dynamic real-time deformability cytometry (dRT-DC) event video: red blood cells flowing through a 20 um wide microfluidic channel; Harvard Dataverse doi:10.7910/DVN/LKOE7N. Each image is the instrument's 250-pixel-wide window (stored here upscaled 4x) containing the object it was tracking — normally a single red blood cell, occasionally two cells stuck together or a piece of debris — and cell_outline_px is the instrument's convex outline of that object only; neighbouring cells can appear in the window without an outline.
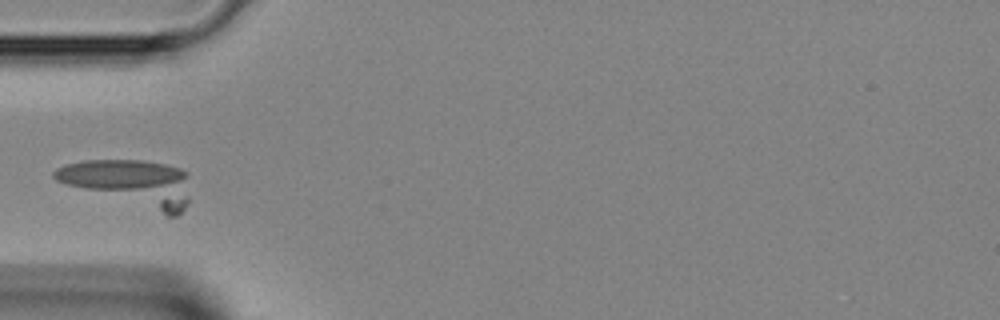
{"species": "Egyptian fruit bat (a non-hibernating species)", "species_latin": "Rousettus aegyptiacus", "temperature_condition": "room temperature", "stored_images_in_passage": 17, "camera_frame_rate_fps": 3000, "um_per_image_px": 0.085, "animal": {"sex": "female"}, "frame": {"image": 1, "passage_image": 1, "time_ms": 0.0, "image_size_px": [1000, 320], "cell_outline_px": [[188, 204], [176, 216], [168, 216], [68, 184], [56, 180], [52, 176], [52, 172], [56, 168], [80, 160], [140, 160], [164, 164], [180, 168], [188, 172]], "centroid_in_image_um": [11.13, 15.53], "position_along_channel_um": 73.9, "area_um2": 36.3}}